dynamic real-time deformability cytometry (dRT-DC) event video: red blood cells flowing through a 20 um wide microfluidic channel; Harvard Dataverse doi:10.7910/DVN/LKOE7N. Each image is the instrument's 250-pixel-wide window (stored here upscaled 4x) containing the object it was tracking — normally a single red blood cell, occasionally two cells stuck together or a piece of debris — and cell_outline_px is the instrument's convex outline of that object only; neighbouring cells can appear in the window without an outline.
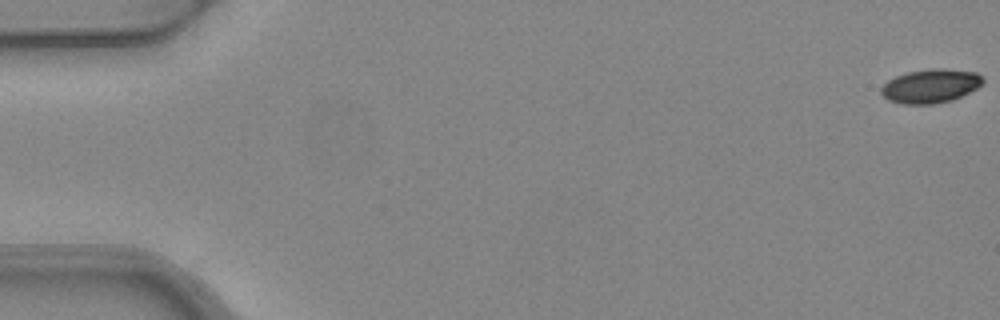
{"species": "common noctule bat (a hibernating species)", "species_latin": "Nyctalus noctula", "temperature_condition": "warm", "stored_images_in_passage": 4, "camera_frame_rate_fps": 3000, "um_per_image_px": 0.085, "animal": {"sex": "female", "body_mass_g": 24.6, "forearm_length_mm": 56.2}, "frame": {"image": 1, "passage_image": 1, "time_ms": 0.0, "image_size_px": [1000, 320], "cell_outline_px": [[984, 84], [952, 100], [932, 104], [904, 104], [888, 100], [880, 92], [880, 88], [888, 80], [896, 76], [908, 72], [932, 68], [944, 68], [976, 72], [984, 80]], "centroid_in_image_um": [79.09, 7.3], "position_along_channel_um": 5.9, "area_um2": 20.0}}